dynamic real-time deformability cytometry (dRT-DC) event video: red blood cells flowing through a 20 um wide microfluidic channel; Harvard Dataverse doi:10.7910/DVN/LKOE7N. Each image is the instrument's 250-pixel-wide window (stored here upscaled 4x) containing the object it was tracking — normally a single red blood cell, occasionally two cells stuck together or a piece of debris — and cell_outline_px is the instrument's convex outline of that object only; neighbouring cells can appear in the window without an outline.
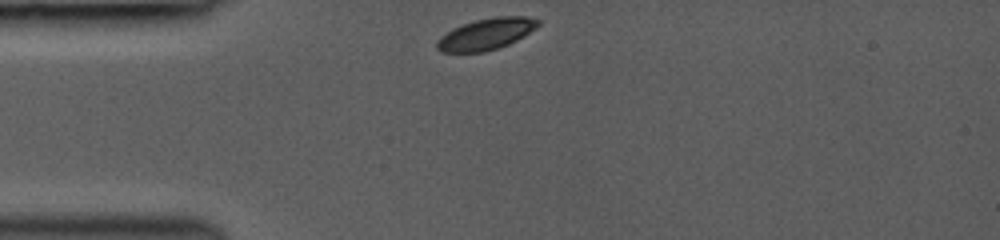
{"species": "common noctule bat (a hibernating species)", "species_latin": "Nyctalus noctula", "temperature_condition": "room temperature", "stored_images_in_passage": 29, "camera_frame_rate_fps": 3000, "um_per_image_px": 0.085, "animal": {"sex": "female", "body_mass_g": 19.0, "forearm_length_mm": 53.3}, "frame": {"image": 1, "passage_image": 1, "time_ms": 0.0, "image_size_px": [1000, 240], "cell_outline_px": [[540, 24], [536, 28], [516, 40], [500, 48], [484, 52], [440, 52], [436, 48], [436, 40], [440, 36], [452, 28], [476, 20], [496, 16], [524, 16], [540, 20]], "centroid_in_image_um": [41.3, 2.9], "position_along_channel_um": 43.7, "area_um2": 18.55}}
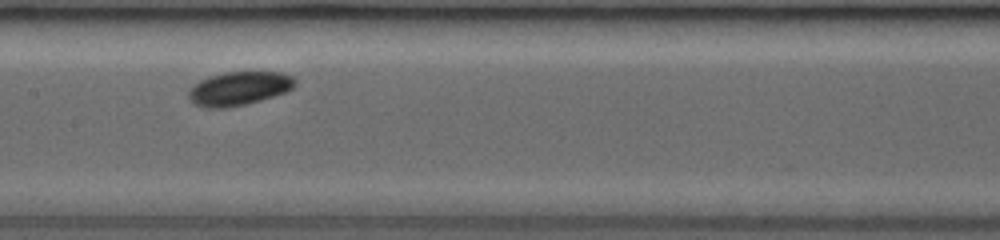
{"frame": {"image": 2, "passage_image": 13, "time_ms": 4.0, "image_size_px": [1000, 240], "cell_outline_px": [[296, 84], [292, 88], [284, 92], [260, 100], [228, 108], [204, 108], [192, 104], [188, 96], [188, 92], [192, 84], [208, 76], [224, 72], [280, 72], [292, 76], [296, 80]], "centroid_in_image_um": [20.25, 7.52], "position_along_channel_um": 187.2, "area_um2": 21.04}}
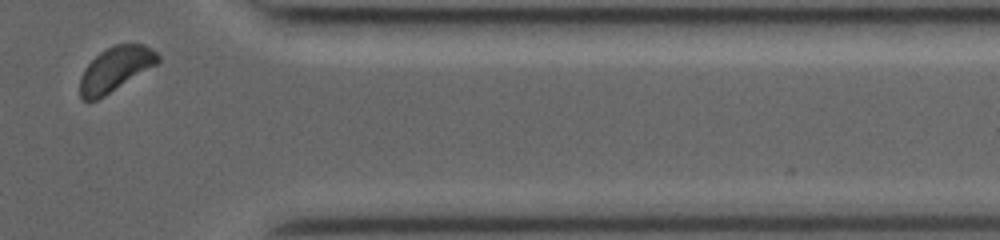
{"frame": {"image": 3, "passage_image": 29, "time_ms": 9.333, "image_size_px": [1000, 240], "cell_outline_px": [[160, 60], [156, 64], [104, 96], [96, 100], [84, 100], [80, 96], [80, 76], [84, 68], [100, 52], [116, 44], [144, 44], [152, 48], [160, 56]], "centroid_in_image_um": [9.8, 5.86], "position_along_channel_um": 401.6, "area_um2": 19.88}, "authors_computed_cell_mechanics": {"area_um2": 20.6346, "velocity_mm_per_s": 4.1007, "shape_relaxation_time_tau1_ms": 0.6099, "shape_relaxation_time_tau2_ms": null, "deformation_change_tau1": 0.0244, "deformation_change_tau2": null}}